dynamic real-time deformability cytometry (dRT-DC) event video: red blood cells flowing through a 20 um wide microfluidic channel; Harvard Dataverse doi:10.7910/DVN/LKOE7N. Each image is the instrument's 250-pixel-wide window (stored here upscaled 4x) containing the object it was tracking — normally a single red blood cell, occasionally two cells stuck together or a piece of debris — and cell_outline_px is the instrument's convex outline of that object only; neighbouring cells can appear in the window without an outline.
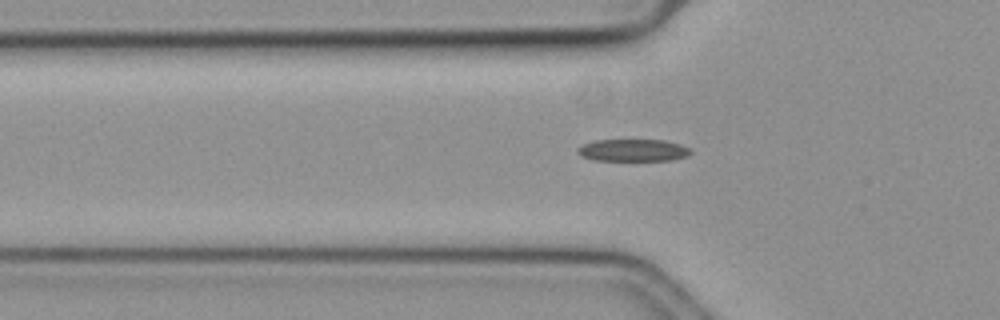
{"species": "common noctule bat (a hibernating species)", "species_latin": "Nyctalus noctula", "temperature_condition": "cold", "stored_images_in_passage": 33, "camera_frame_rate_fps": 3000, "um_per_image_px": 0.085, "animal": {"sex": "female", "body_mass_g": 19.3, "forearm_length_mm": 54.1}, "frame": {"image": 1, "passage_image": 2, "time_ms": 0.333, "image_size_px": [1000, 320], "cell_outline_px": [[692, 152], [688, 156], [668, 160], [592, 160], [580, 156], [576, 152], [576, 148], [584, 144], [596, 140], [664, 140], [680, 144], [688, 148]], "centroid_in_image_um": [53.77, 12.77], "position_along_channel_um": 72.0, "area_um2": 14.57}}
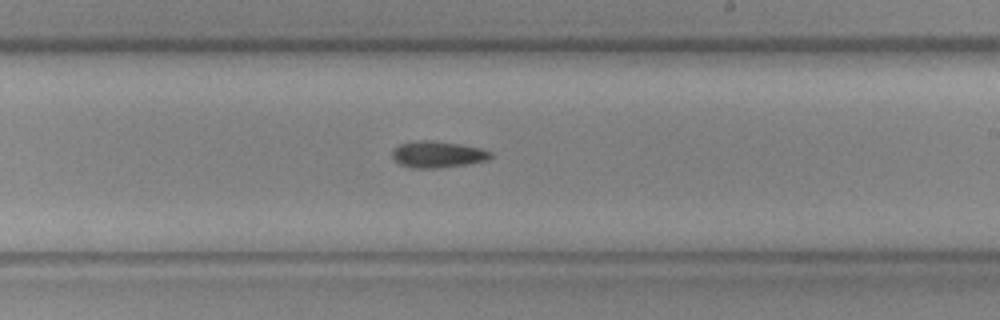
{"frame": {"image": 2, "passage_image": 17, "time_ms": 5.333, "image_size_px": [1000, 320], "cell_outline_px": [[492, 156], [488, 160], [464, 164], [436, 168], [412, 168], [400, 164], [392, 160], [392, 152], [400, 144], [416, 140], [432, 140], [460, 144], [480, 148], [492, 152]], "centroid_in_image_um": [37.18, 13.12], "position_along_channel_um": 251.8, "area_um2": 15.14}}
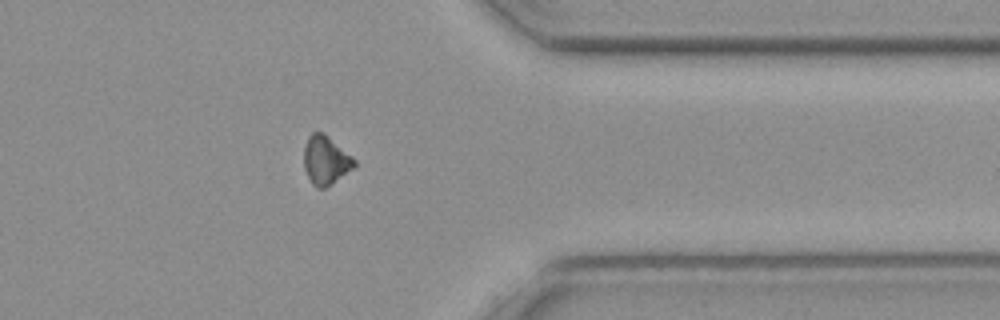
{"frame": {"image": 3, "passage_image": 29, "time_ms": 9.333, "image_size_px": [1000, 320], "cell_outline_px": [[356, 168], [324, 188], [316, 188], [312, 184], [304, 168], [304, 148], [308, 136], [312, 132], [324, 132], [352, 156], [356, 160]], "centroid_in_image_um": [27.7, 13.61], "position_along_channel_um": 383.7, "area_um2": 14.45}}